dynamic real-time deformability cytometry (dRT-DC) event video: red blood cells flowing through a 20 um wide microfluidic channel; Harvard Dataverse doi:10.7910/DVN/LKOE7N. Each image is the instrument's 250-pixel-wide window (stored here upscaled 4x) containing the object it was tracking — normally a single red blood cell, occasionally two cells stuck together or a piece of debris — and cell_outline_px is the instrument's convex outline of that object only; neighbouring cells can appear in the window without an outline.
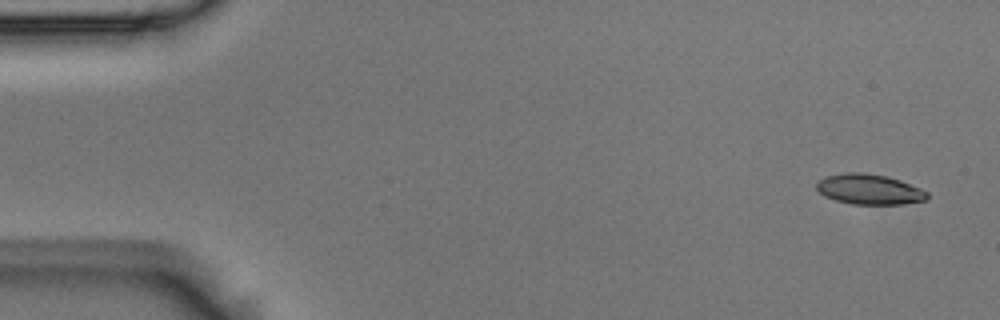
{"species": "Egyptian fruit bat (a non-hibernating species)", "species_latin": "Rousettus aegyptiacus", "temperature_condition": "room temperature", "stored_images_in_passage": 5, "camera_frame_rate_fps": 3000, "um_per_image_px": 0.085, "animal": {"sex": "male"}, "frame": {"image": 1, "passage_image": 1, "time_ms": 0.0, "image_size_px": [1000, 320], "cell_outline_px": [[928, 200], [900, 204], [852, 204], [836, 200], [824, 196], [816, 188], [816, 180], [824, 176], [844, 172], [860, 172], [888, 176], [900, 180], [920, 188], [928, 192]], "centroid_in_image_um": [73.86, 16.08], "position_along_channel_um": 11.1, "area_um2": 19.71}}
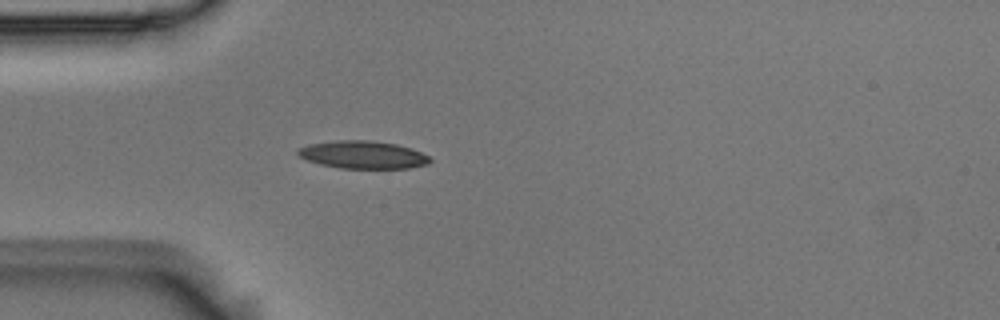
{"frame": {"image": 2, "passage_image": 5, "time_ms": 1.333, "image_size_px": [1000, 320], "cell_outline_px": [[432, 160], [428, 164], [408, 168], [340, 168], [320, 164], [308, 160], [300, 156], [296, 152], [300, 148], [308, 144], [336, 140], [372, 140], [396, 144], [412, 148], [428, 156]], "centroid_in_image_um": [30.86, 13.15], "position_along_channel_um": 54.1, "area_um2": 21.27}}